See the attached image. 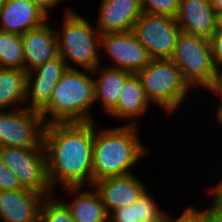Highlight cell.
<instances>
[{
	"label": "cell",
	"instance_id": "6da1fadb",
	"mask_svg": "<svg viewBox=\"0 0 222 222\" xmlns=\"http://www.w3.org/2000/svg\"><path fill=\"white\" fill-rule=\"evenodd\" d=\"M94 122L46 124L43 148L53 192L93 185ZM59 187V188H58Z\"/></svg>",
	"mask_w": 222,
	"mask_h": 222
},
{
	"label": "cell",
	"instance_id": "7a4b0ae2",
	"mask_svg": "<svg viewBox=\"0 0 222 222\" xmlns=\"http://www.w3.org/2000/svg\"><path fill=\"white\" fill-rule=\"evenodd\" d=\"M140 130V126L122 123L100 128V124L94 122L93 183L107 177L134 174L133 167L138 166L142 158H149L152 150L144 145Z\"/></svg>",
	"mask_w": 222,
	"mask_h": 222
},
{
	"label": "cell",
	"instance_id": "3957f363",
	"mask_svg": "<svg viewBox=\"0 0 222 222\" xmlns=\"http://www.w3.org/2000/svg\"><path fill=\"white\" fill-rule=\"evenodd\" d=\"M91 70L67 69L40 112L45 124L97 122Z\"/></svg>",
	"mask_w": 222,
	"mask_h": 222
},
{
	"label": "cell",
	"instance_id": "277c9868",
	"mask_svg": "<svg viewBox=\"0 0 222 222\" xmlns=\"http://www.w3.org/2000/svg\"><path fill=\"white\" fill-rule=\"evenodd\" d=\"M69 4L62 9V26L54 19L58 54L65 60L68 69L93 71L101 62L100 33L90 18L88 20L76 10L77 7Z\"/></svg>",
	"mask_w": 222,
	"mask_h": 222
},
{
	"label": "cell",
	"instance_id": "5b68a950",
	"mask_svg": "<svg viewBox=\"0 0 222 222\" xmlns=\"http://www.w3.org/2000/svg\"><path fill=\"white\" fill-rule=\"evenodd\" d=\"M137 76L142 82L147 100L169 117L178 114L179 110L182 112V106L186 108L184 103L192 100L190 95H196V91L171 59H152Z\"/></svg>",
	"mask_w": 222,
	"mask_h": 222
},
{
	"label": "cell",
	"instance_id": "8992f818",
	"mask_svg": "<svg viewBox=\"0 0 222 222\" xmlns=\"http://www.w3.org/2000/svg\"><path fill=\"white\" fill-rule=\"evenodd\" d=\"M171 60L178 66L184 79L198 93L212 83L218 73L209 39L181 32Z\"/></svg>",
	"mask_w": 222,
	"mask_h": 222
},
{
	"label": "cell",
	"instance_id": "52a82bcc",
	"mask_svg": "<svg viewBox=\"0 0 222 222\" xmlns=\"http://www.w3.org/2000/svg\"><path fill=\"white\" fill-rule=\"evenodd\" d=\"M0 157L15 174L23 188L36 191L46 197L55 194L47 176L44 148L2 147Z\"/></svg>",
	"mask_w": 222,
	"mask_h": 222
},
{
	"label": "cell",
	"instance_id": "ba28073f",
	"mask_svg": "<svg viewBox=\"0 0 222 222\" xmlns=\"http://www.w3.org/2000/svg\"><path fill=\"white\" fill-rule=\"evenodd\" d=\"M45 125L38 111L0 110V144L2 147L43 148Z\"/></svg>",
	"mask_w": 222,
	"mask_h": 222
},
{
	"label": "cell",
	"instance_id": "9c48e42d",
	"mask_svg": "<svg viewBox=\"0 0 222 222\" xmlns=\"http://www.w3.org/2000/svg\"><path fill=\"white\" fill-rule=\"evenodd\" d=\"M132 32L151 59H171L181 29L173 17L143 12Z\"/></svg>",
	"mask_w": 222,
	"mask_h": 222
},
{
	"label": "cell",
	"instance_id": "30bf717a",
	"mask_svg": "<svg viewBox=\"0 0 222 222\" xmlns=\"http://www.w3.org/2000/svg\"><path fill=\"white\" fill-rule=\"evenodd\" d=\"M100 53V64L104 65L103 59L108 57L112 64L106 66L119 68L131 74H137L152 60L147 49L132 31L101 34Z\"/></svg>",
	"mask_w": 222,
	"mask_h": 222
},
{
	"label": "cell",
	"instance_id": "8fae6325",
	"mask_svg": "<svg viewBox=\"0 0 222 222\" xmlns=\"http://www.w3.org/2000/svg\"><path fill=\"white\" fill-rule=\"evenodd\" d=\"M67 69L65 60L58 55L28 72L25 108L41 112L49 104L55 85Z\"/></svg>",
	"mask_w": 222,
	"mask_h": 222
},
{
	"label": "cell",
	"instance_id": "7c38bea8",
	"mask_svg": "<svg viewBox=\"0 0 222 222\" xmlns=\"http://www.w3.org/2000/svg\"><path fill=\"white\" fill-rule=\"evenodd\" d=\"M136 173L107 177L93 183L92 186L98 192L108 214L132 205L149 188Z\"/></svg>",
	"mask_w": 222,
	"mask_h": 222
},
{
	"label": "cell",
	"instance_id": "4fadbf2b",
	"mask_svg": "<svg viewBox=\"0 0 222 222\" xmlns=\"http://www.w3.org/2000/svg\"><path fill=\"white\" fill-rule=\"evenodd\" d=\"M95 27L101 34L132 31L142 15L140 0H101Z\"/></svg>",
	"mask_w": 222,
	"mask_h": 222
},
{
	"label": "cell",
	"instance_id": "5bb4252c",
	"mask_svg": "<svg viewBox=\"0 0 222 222\" xmlns=\"http://www.w3.org/2000/svg\"><path fill=\"white\" fill-rule=\"evenodd\" d=\"M50 20L21 35L26 73L59 55L55 27Z\"/></svg>",
	"mask_w": 222,
	"mask_h": 222
},
{
	"label": "cell",
	"instance_id": "9a60e30c",
	"mask_svg": "<svg viewBox=\"0 0 222 222\" xmlns=\"http://www.w3.org/2000/svg\"><path fill=\"white\" fill-rule=\"evenodd\" d=\"M45 198L43 194L27 188L0 191V221L39 222Z\"/></svg>",
	"mask_w": 222,
	"mask_h": 222
},
{
	"label": "cell",
	"instance_id": "2e32d148",
	"mask_svg": "<svg viewBox=\"0 0 222 222\" xmlns=\"http://www.w3.org/2000/svg\"><path fill=\"white\" fill-rule=\"evenodd\" d=\"M152 107L145 96L140 78L137 74H131L122 86L117 105L107 115L111 120H124V125L141 126V117L147 116L148 111L150 114Z\"/></svg>",
	"mask_w": 222,
	"mask_h": 222
},
{
	"label": "cell",
	"instance_id": "e0dca14e",
	"mask_svg": "<svg viewBox=\"0 0 222 222\" xmlns=\"http://www.w3.org/2000/svg\"><path fill=\"white\" fill-rule=\"evenodd\" d=\"M58 197L68 207L74 222H109V214L93 186L63 188Z\"/></svg>",
	"mask_w": 222,
	"mask_h": 222
},
{
	"label": "cell",
	"instance_id": "ac0fdd59",
	"mask_svg": "<svg viewBox=\"0 0 222 222\" xmlns=\"http://www.w3.org/2000/svg\"><path fill=\"white\" fill-rule=\"evenodd\" d=\"M49 17L31 0H6L0 7V30L23 35Z\"/></svg>",
	"mask_w": 222,
	"mask_h": 222
},
{
	"label": "cell",
	"instance_id": "d6986e66",
	"mask_svg": "<svg viewBox=\"0 0 222 222\" xmlns=\"http://www.w3.org/2000/svg\"><path fill=\"white\" fill-rule=\"evenodd\" d=\"M175 20L187 34L209 39L215 32L216 13L211 0H180Z\"/></svg>",
	"mask_w": 222,
	"mask_h": 222
},
{
	"label": "cell",
	"instance_id": "ffe728a7",
	"mask_svg": "<svg viewBox=\"0 0 222 222\" xmlns=\"http://www.w3.org/2000/svg\"><path fill=\"white\" fill-rule=\"evenodd\" d=\"M94 79L95 106L107 114L117 105L122 86L130 72L100 64L92 71Z\"/></svg>",
	"mask_w": 222,
	"mask_h": 222
},
{
	"label": "cell",
	"instance_id": "44dd1931",
	"mask_svg": "<svg viewBox=\"0 0 222 222\" xmlns=\"http://www.w3.org/2000/svg\"><path fill=\"white\" fill-rule=\"evenodd\" d=\"M148 188L132 205L114 210L109 214V222H162L170 212L162 208Z\"/></svg>",
	"mask_w": 222,
	"mask_h": 222
},
{
	"label": "cell",
	"instance_id": "7402d4cb",
	"mask_svg": "<svg viewBox=\"0 0 222 222\" xmlns=\"http://www.w3.org/2000/svg\"><path fill=\"white\" fill-rule=\"evenodd\" d=\"M27 73L0 67V110L25 108Z\"/></svg>",
	"mask_w": 222,
	"mask_h": 222
},
{
	"label": "cell",
	"instance_id": "603a6c76",
	"mask_svg": "<svg viewBox=\"0 0 222 222\" xmlns=\"http://www.w3.org/2000/svg\"><path fill=\"white\" fill-rule=\"evenodd\" d=\"M23 65L21 35L0 30V67L23 70Z\"/></svg>",
	"mask_w": 222,
	"mask_h": 222
},
{
	"label": "cell",
	"instance_id": "cb8c5ba5",
	"mask_svg": "<svg viewBox=\"0 0 222 222\" xmlns=\"http://www.w3.org/2000/svg\"><path fill=\"white\" fill-rule=\"evenodd\" d=\"M57 195L58 192L44 199L39 222H74L68 207Z\"/></svg>",
	"mask_w": 222,
	"mask_h": 222
},
{
	"label": "cell",
	"instance_id": "d4e9b609",
	"mask_svg": "<svg viewBox=\"0 0 222 222\" xmlns=\"http://www.w3.org/2000/svg\"><path fill=\"white\" fill-rule=\"evenodd\" d=\"M207 190H206V189ZM203 187L204 191L207 193L206 194L207 197H204V202H206V204L202 207H200V205H198L199 208H197L195 206V204L193 205L196 210L198 211V213L201 215L202 221L203 222H222V201H220L208 188ZM210 195V196H209ZM211 198V199H210ZM210 199V200H209ZM210 201V202H209Z\"/></svg>",
	"mask_w": 222,
	"mask_h": 222
},
{
	"label": "cell",
	"instance_id": "484cf974",
	"mask_svg": "<svg viewBox=\"0 0 222 222\" xmlns=\"http://www.w3.org/2000/svg\"><path fill=\"white\" fill-rule=\"evenodd\" d=\"M140 3L144 13L175 18L178 13L180 0H140Z\"/></svg>",
	"mask_w": 222,
	"mask_h": 222
},
{
	"label": "cell",
	"instance_id": "4316f807",
	"mask_svg": "<svg viewBox=\"0 0 222 222\" xmlns=\"http://www.w3.org/2000/svg\"><path fill=\"white\" fill-rule=\"evenodd\" d=\"M203 92L204 94L206 92L205 96L207 98L211 97L214 101L217 99V102H215L216 106L215 104L212 105L214 107L213 110L211 109V111L215 112L212 119L214 118L216 120L215 123L217 122V127L219 125L222 126V70L218 71L217 75L212 80V83ZM207 93H210L209 96Z\"/></svg>",
	"mask_w": 222,
	"mask_h": 222
},
{
	"label": "cell",
	"instance_id": "83f0119b",
	"mask_svg": "<svg viewBox=\"0 0 222 222\" xmlns=\"http://www.w3.org/2000/svg\"><path fill=\"white\" fill-rule=\"evenodd\" d=\"M190 205V206H189ZM186 208H182V212H179L180 214L175 217L172 216L173 214L170 212L162 219V222H203L201 215L198 213L196 208L193 206V204H188V206H185Z\"/></svg>",
	"mask_w": 222,
	"mask_h": 222
},
{
	"label": "cell",
	"instance_id": "f1b7e54d",
	"mask_svg": "<svg viewBox=\"0 0 222 222\" xmlns=\"http://www.w3.org/2000/svg\"><path fill=\"white\" fill-rule=\"evenodd\" d=\"M24 189L15 174L3 163L0 157V191Z\"/></svg>",
	"mask_w": 222,
	"mask_h": 222
},
{
	"label": "cell",
	"instance_id": "f546056e",
	"mask_svg": "<svg viewBox=\"0 0 222 222\" xmlns=\"http://www.w3.org/2000/svg\"><path fill=\"white\" fill-rule=\"evenodd\" d=\"M212 59L215 67L222 70V31H215L209 38Z\"/></svg>",
	"mask_w": 222,
	"mask_h": 222
},
{
	"label": "cell",
	"instance_id": "4dcf8cb0",
	"mask_svg": "<svg viewBox=\"0 0 222 222\" xmlns=\"http://www.w3.org/2000/svg\"><path fill=\"white\" fill-rule=\"evenodd\" d=\"M31 1L35 3L49 18L54 17L53 16L54 10L59 7L58 4L56 3V0H31Z\"/></svg>",
	"mask_w": 222,
	"mask_h": 222
},
{
	"label": "cell",
	"instance_id": "1f68e13d",
	"mask_svg": "<svg viewBox=\"0 0 222 222\" xmlns=\"http://www.w3.org/2000/svg\"><path fill=\"white\" fill-rule=\"evenodd\" d=\"M219 176V178H217ZM221 176V177H220ZM216 179H214V184L210 185L207 187L220 201H222V173L217 174L215 176ZM215 180H218L215 184Z\"/></svg>",
	"mask_w": 222,
	"mask_h": 222
},
{
	"label": "cell",
	"instance_id": "d6a6232c",
	"mask_svg": "<svg viewBox=\"0 0 222 222\" xmlns=\"http://www.w3.org/2000/svg\"><path fill=\"white\" fill-rule=\"evenodd\" d=\"M215 13H222V0H211Z\"/></svg>",
	"mask_w": 222,
	"mask_h": 222
},
{
	"label": "cell",
	"instance_id": "836d02e7",
	"mask_svg": "<svg viewBox=\"0 0 222 222\" xmlns=\"http://www.w3.org/2000/svg\"><path fill=\"white\" fill-rule=\"evenodd\" d=\"M215 31H222V13L216 14Z\"/></svg>",
	"mask_w": 222,
	"mask_h": 222
},
{
	"label": "cell",
	"instance_id": "e575fe53",
	"mask_svg": "<svg viewBox=\"0 0 222 222\" xmlns=\"http://www.w3.org/2000/svg\"><path fill=\"white\" fill-rule=\"evenodd\" d=\"M66 1L68 3L69 0H56V3L60 6L61 3H63V2H64V5H65ZM71 1H74V0H71Z\"/></svg>",
	"mask_w": 222,
	"mask_h": 222
},
{
	"label": "cell",
	"instance_id": "d590c367",
	"mask_svg": "<svg viewBox=\"0 0 222 222\" xmlns=\"http://www.w3.org/2000/svg\"><path fill=\"white\" fill-rule=\"evenodd\" d=\"M6 2V0H0V7Z\"/></svg>",
	"mask_w": 222,
	"mask_h": 222
}]
</instances>
